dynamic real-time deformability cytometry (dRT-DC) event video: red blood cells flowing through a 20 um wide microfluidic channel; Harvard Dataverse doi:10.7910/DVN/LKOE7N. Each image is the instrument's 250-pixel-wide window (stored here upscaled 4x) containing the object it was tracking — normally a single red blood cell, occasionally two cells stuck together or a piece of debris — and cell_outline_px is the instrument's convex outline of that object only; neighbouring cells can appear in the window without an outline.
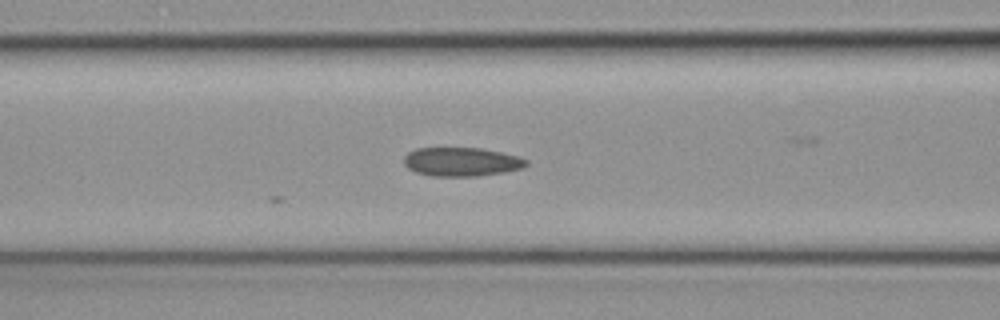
{"species": "common noctule bat (a hibernating species)", "species_latin": "Nyctalus noctula", "temperature_condition": "cold", "stored_images_in_passage": 7, "camera_frame_rate_fps": 3000, "um_per_image_px": 0.085, "animal": {"sex": "female", "body_mass_g": 19.3, "forearm_length_mm": 54.1}, "frame": {"image": 1, "passage_image": 7, "time_ms": 2.0, "image_size_px": [1000, 320], "cell_outline_px": [[528, 164], [524, 168], [504, 172], [476, 176], [432, 176], [416, 172], [408, 168], [404, 164], [404, 156], [408, 152], [416, 148], [480, 148], [520, 156], [528, 160]], "centroid_in_image_um": [39.24, 13.75], "position_along_channel_um": 127.4, "area_um2": 20.63}}